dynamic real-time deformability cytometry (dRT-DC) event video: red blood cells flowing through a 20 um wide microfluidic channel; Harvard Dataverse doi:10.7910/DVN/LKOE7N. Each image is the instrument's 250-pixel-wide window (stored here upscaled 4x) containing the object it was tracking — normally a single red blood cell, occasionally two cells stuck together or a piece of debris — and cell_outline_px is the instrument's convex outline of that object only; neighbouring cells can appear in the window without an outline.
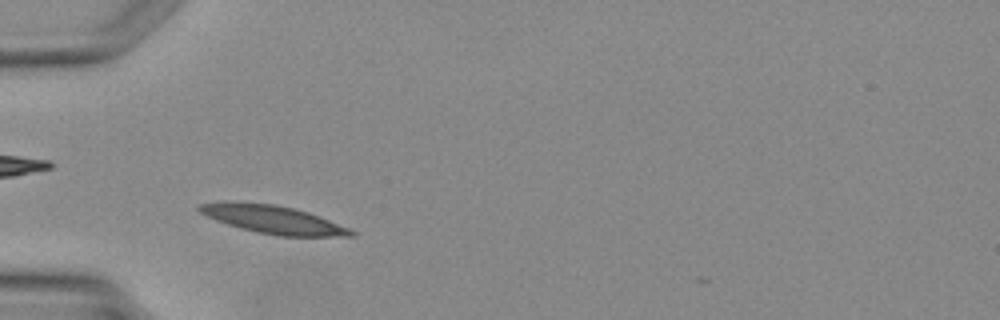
{"species": "Egyptian fruit bat (a non-hibernating species)", "species_latin": "Rousettus aegyptiacus", "temperature_condition": "warm", "stored_images_in_passage": 2, "camera_frame_rate_fps": 3000, "um_per_image_px": 0.085, "animal": {"sex": "female"}, "frame": {"image": 1, "passage_image": 2, "time_ms": 1.333, "image_size_px": [1000, 320], "cell_outline_px": [[356, 236], [276, 236], [256, 232], [240, 228], [216, 220], [200, 212], [196, 208], [200, 204], [224, 200], [276, 204], [308, 212], [320, 216], [348, 228], [356, 232]], "centroid_in_image_um": [23.18, 18.64], "position_along_channel_um": 61.8, "area_um2": 24.97}}